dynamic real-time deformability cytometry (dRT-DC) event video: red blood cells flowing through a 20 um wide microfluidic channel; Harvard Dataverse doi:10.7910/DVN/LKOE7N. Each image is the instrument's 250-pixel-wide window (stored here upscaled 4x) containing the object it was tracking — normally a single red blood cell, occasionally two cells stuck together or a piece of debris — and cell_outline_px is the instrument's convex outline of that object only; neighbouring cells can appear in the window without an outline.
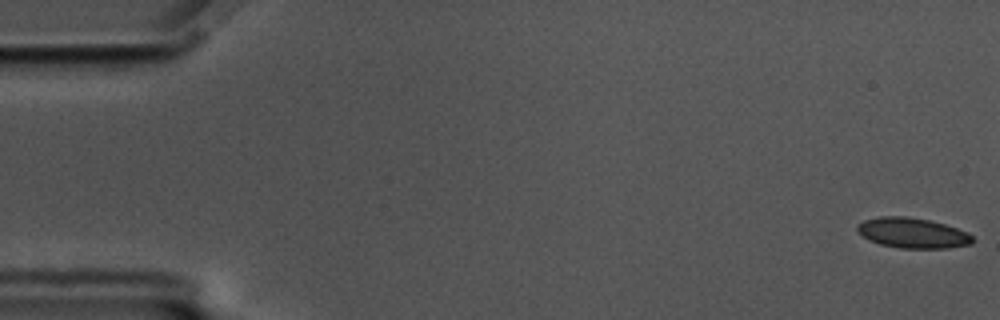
{"species": "common noctule bat (a hibernating species)", "species_latin": "Nyctalus noctula", "temperature_condition": "cold", "stored_images_in_passage": 57, "camera_frame_rate_fps": 3000, "um_per_image_px": 0.085, "animal": {"sex": "male", "body_mass_g": 17.5, "forearm_length_mm": 52.3}, "frame": {"image": 1, "passage_image": 1, "time_ms": 0.0, "image_size_px": [1000, 320], "cell_outline_px": [[972, 244], [948, 248], [900, 248], [880, 244], [868, 240], [856, 232], [856, 224], [864, 220], [880, 216], [904, 216], [928, 220], [944, 224], [968, 232], [972, 236]], "centroid_in_image_um": [77.52, 19.8], "position_along_channel_um": 7.5, "area_um2": 20.4}}
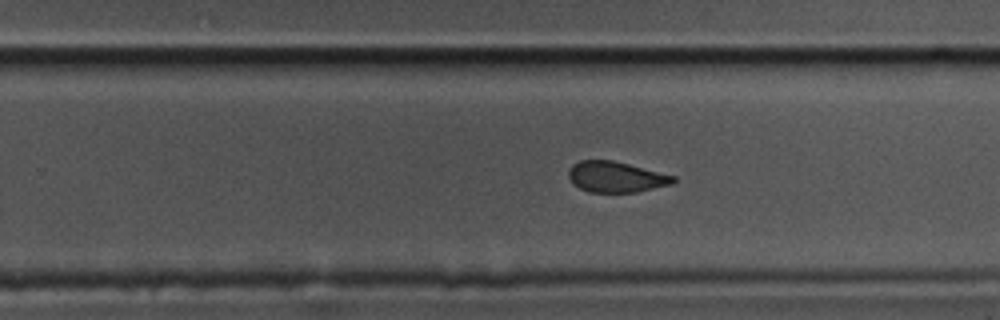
{"frame": {"image": 2, "passage_image": 36, "time_ms": 11.667, "image_size_px": [1000, 320], "cell_outline_px": [[676, 180], [672, 184], [636, 192], [588, 192], [572, 184], [568, 176], [568, 168], [572, 164], [580, 160], [612, 160], [676, 176]], "centroid_in_image_um": [52.32, 15.04], "position_along_channel_um": 277.5, "area_um2": 18.84}}
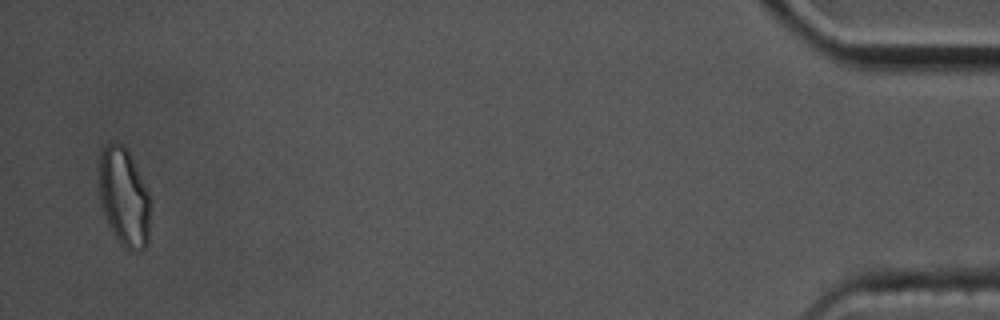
{"frame": {"image": 3, "passage_image": 56, "time_ms": 18.333, "image_size_px": [1000, 320], "cell_outline_px": [[152, 200], [148, 244], [144, 248], [136, 252], [132, 252], [120, 244], [112, 232], [104, 212], [100, 200], [100, 148], [104, 144], [120, 144], [128, 152]], "centroid_in_image_um": [10.58, 16.83], "position_along_channel_um": 424.6, "area_um2": 29.36}, "authors_computed_cell_mechanics": {"area_um2": 20.4034, "velocity_mm_per_s": 3.5037, "shape_relaxation_time_tau1_ms": null, "shape_relaxation_time_tau2_ms": 2.1969, "deformation_change_tau1": null, "deformation_change_tau2": 0.0462}}